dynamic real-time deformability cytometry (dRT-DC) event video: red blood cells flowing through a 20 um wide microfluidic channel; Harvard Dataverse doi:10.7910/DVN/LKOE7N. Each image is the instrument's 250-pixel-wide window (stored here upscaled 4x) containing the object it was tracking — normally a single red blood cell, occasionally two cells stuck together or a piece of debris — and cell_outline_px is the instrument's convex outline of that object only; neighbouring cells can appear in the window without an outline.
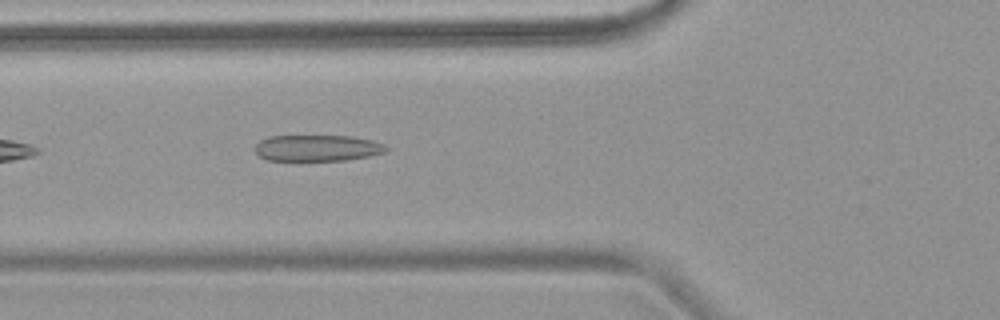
{"species": "common noctule bat (a hibernating species)", "species_latin": "Nyctalus noctula", "temperature_condition": "warm", "stored_images_in_passage": 5, "camera_frame_rate_fps": 3000, "um_per_image_px": 0.085, "animal": {"sex": "female", "body_mass_g": 18.4}, "frame": {"image": 1, "passage_image": 5, "time_ms": 5.667, "image_size_px": [1000, 320], "cell_outline_px": [[388, 148], [384, 152], [368, 156], [344, 160], [268, 160], [260, 156], [256, 152], [256, 144], [260, 140], [268, 136], [352, 136], [372, 140], [384, 144]], "centroid_in_image_um": [26.97, 12.57], "position_along_channel_um": 98.8, "area_um2": 19.88}}